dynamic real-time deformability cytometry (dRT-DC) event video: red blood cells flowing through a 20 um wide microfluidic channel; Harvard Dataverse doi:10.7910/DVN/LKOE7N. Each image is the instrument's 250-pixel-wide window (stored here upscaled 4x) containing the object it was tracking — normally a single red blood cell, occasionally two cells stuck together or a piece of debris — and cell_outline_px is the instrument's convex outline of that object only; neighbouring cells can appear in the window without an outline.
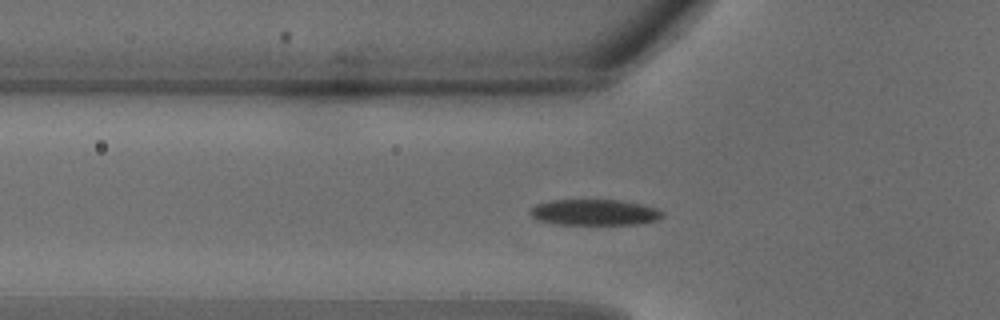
{"species": "common noctule bat (a hibernating species)", "species_latin": "Nyctalus noctula", "temperature_condition": "warm", "stored_images_in_passage": 30, "camera_frame_rate_fps": 3000, "um_per_image_px": 0.085, "animal": {"sex": "male", "body_mass_g": 18.8}, "frame": {"image": 1, "passage_image": 9, "time_ms": 2.667, "image_size_px": [1000, 320], "cell_outline_px": [[664, 216], [656, 220], [640, 224], [556, 224], [536, 220], [528, 212], [536, 204], [548, 200], [620, 200], [640, 204], [656, 208], [664, 212]], "centroid_in_image_um": [50.51, 18.05], "position_along_channel_um": 75.3, "area_um2": 20.06}}
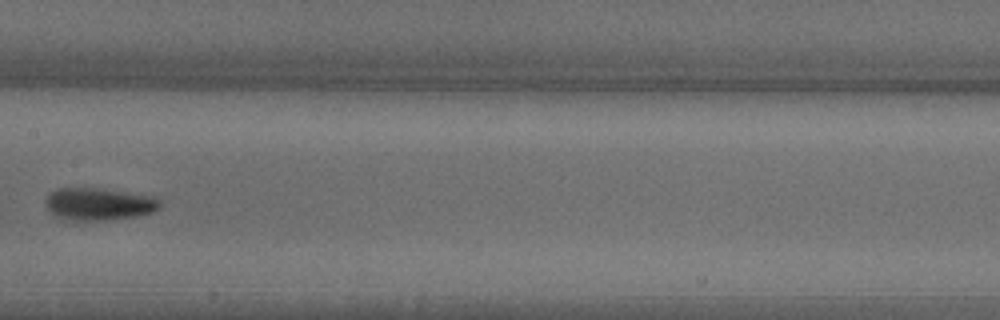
{"frame": {"image": 2, "passage_image": 15, "time_ms": 4.667, "image_size_px": [1000, 320], "cell_outline_px": [[160, 208], [152, 212], [136, 216], [104, 220], [64, 220], [48, 212], [44, 204], [44, 200], [52, 192], [60, 188], [96, 188], [152, 196], [160, 200]], "centroid_in_image_um": [8.35, 17.35], "position_along_channel_um": 199.1, "area_um2": 21.5}}
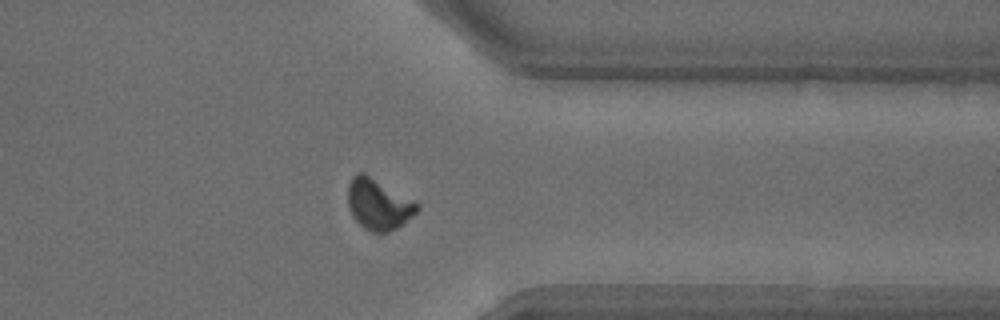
{"frame": {"image": 3, "passage_image": 24, "time_ms": 7.667, "image_size_px": [1000, 320], "cell_outline_px": [[420, 208], [412, 216], [396, 228], [380, 236], [364, 228], [352, 216], [348, 208], [348, 184], [352, 176], [356, 172], [364, 172], [420, 204]], "centroid_in_image_um": [32.14, 17.37], "position_along_channel_um": 379.3, "area_um2": 20.69}}